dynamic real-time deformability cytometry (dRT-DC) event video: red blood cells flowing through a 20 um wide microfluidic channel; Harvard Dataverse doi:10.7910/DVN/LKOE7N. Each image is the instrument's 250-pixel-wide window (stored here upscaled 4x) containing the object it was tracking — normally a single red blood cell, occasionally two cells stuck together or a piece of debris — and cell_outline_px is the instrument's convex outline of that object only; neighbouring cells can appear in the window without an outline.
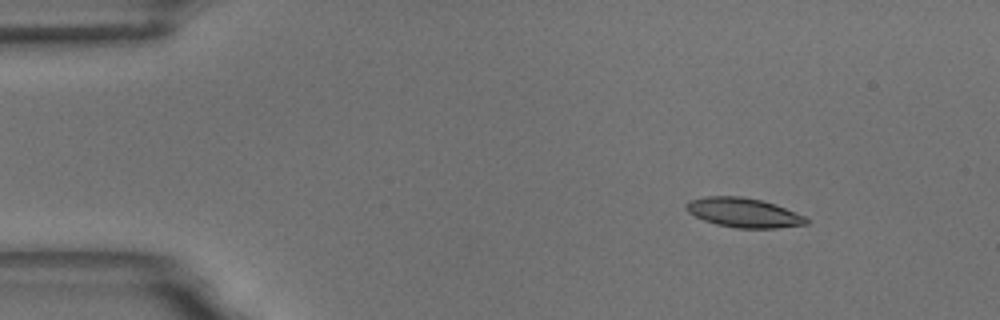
{"species": "common noctule bat (a hibernating species)", "species_latin": "Nyctalus noctula", "temperature_condition": "room temperature", "stored_images_in_passage": 17, "camera_frame_rate_fps": 3000, "um_per_image_px": 0.085, "animal": {"sex": "male", "body_mass_g": 18.8}, "frame": {"image": 1, "passage_image": 6, "time_ms": 1.667, "image_size_px": [1000, 320], "cell_outline_px": [[808, 224], [776, 228], [736, 228], [716, 224], [704, 220], [688, 212], [684, 208], [684, 204], [688, 200], [704, 196], [740, 196], [760, 200], [776, 204], [804, 216], [808, 220]], "centroid_in_image_um": [63.16, 18.07], "position_along_channel_um": 21.8, "area_um2": 20.63}}
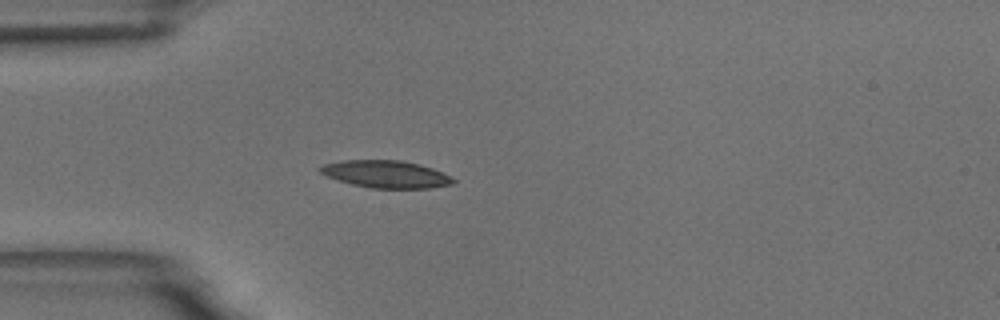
{"frame": {"image": 2, "passage_image": 15, "time_ms": 4.667, "image_size_px": [1000, 320], "cell_outline_px": [[456, 180], [452, 184], [432, 188], [372, 188], [352, 184], [328, 176], [320, 172], [316, 168], [324, 164], [344, 160], [400, 160], [420, 164], [432, 168], [452, 176]], "centroid_in_image_um": [32.84, 14.8], "position_along_channel_um": 52.2, "area_um2": 21.15}}